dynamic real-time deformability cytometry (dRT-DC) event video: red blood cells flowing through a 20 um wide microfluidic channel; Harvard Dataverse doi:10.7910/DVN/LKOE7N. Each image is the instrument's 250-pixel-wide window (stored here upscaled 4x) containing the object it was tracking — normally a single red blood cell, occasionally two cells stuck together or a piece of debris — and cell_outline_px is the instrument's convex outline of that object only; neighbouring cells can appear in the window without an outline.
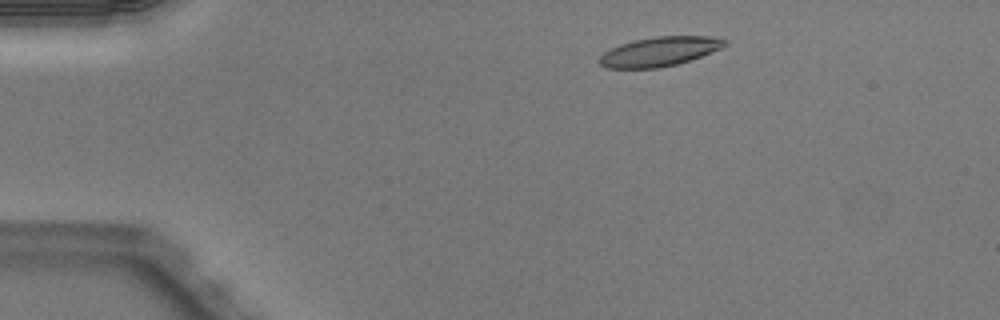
{"species": "Egyptian fruit bat (a non-hibernating species)", "species_latin": "Rousettus aegyptiacus", "temperature_condition": "warm", "stored_images_in_passage": 43, "camera_frame_rate_fps": 3000, "um_per_image_px": 0.085, "animal": {"sex": "male"}, "frame": {"image": 1, "passage_image": 2, "time_ms": 0.333, "image_size_px": [1000, 320], "cell_outline_px": [[728, 44], [720, 48], [700, 56], [676, 64], [656, 68], [608, 68], [600, 64], [596, 60], [604, 52], [620, 44], [632, 40], [656, 36], [716, 36], [728, 40]], "centroid_in_image_um": [56.05, 4.36], "position_along_channel_um": 29.0, "area_um2": 21.39}}
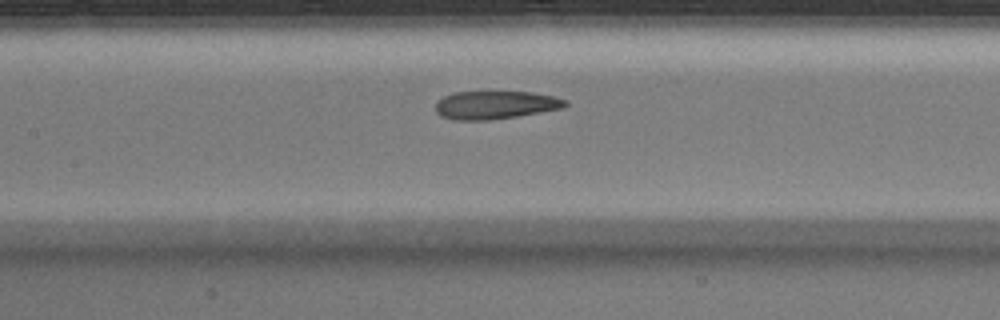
{"frame": {"image": 2, "passage_image": 17, "time_ms": 5.333, "image_size_px": [1000, 320], "cell_outline_px": [[568, 104], [564, 108], [516, 116], [488, 120], [456, 120], [440, 116], [436, 112], [436, 100], [452, 92], [532, 92], [552, 96], [568, 100]], "centroid_in_image_um": [42.09, 8.92], "position_along_channel_um": 165.3, "area_um2": 21.27}}
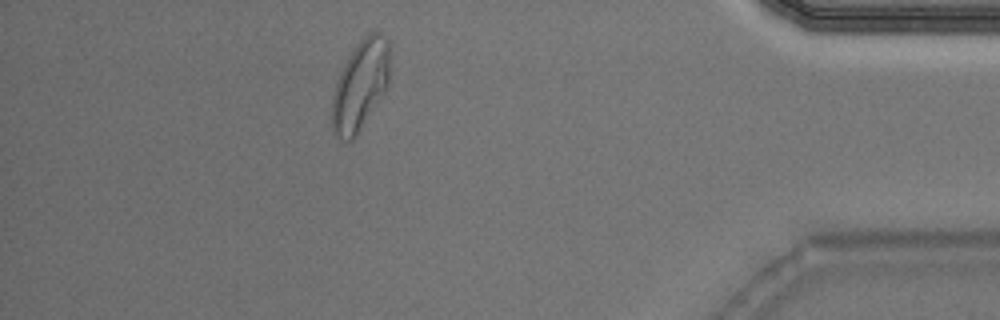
{"frame": {"image": 3, "passage_image": 38, "time_ms": 12.333, "image_size_px": [1000, 320], "cell_outline_px": [[388, 84], [384, 92], [352, 140], [348, 140], [336, 136], [332, 132], [332, 96], [336, 80], [348, 56], [360, 40], [368, 32], [376, 32], [388, 40]], "centroid_in_image_um": [30.59, 7.23], "position_along_channel_um": 404.6, "area_um2": 29.59}, "authors_computed_cell_mechanics": {"area_um2": 22.542, "velocity_mm_per_s": 4.0081, "shape_relaxation_time_tau1_ms": null, "shape_relaxation_time_tau2_ms": 1.7126, "deformation_change_tau1": null, "deformation_change_tau2": 0.0889}}